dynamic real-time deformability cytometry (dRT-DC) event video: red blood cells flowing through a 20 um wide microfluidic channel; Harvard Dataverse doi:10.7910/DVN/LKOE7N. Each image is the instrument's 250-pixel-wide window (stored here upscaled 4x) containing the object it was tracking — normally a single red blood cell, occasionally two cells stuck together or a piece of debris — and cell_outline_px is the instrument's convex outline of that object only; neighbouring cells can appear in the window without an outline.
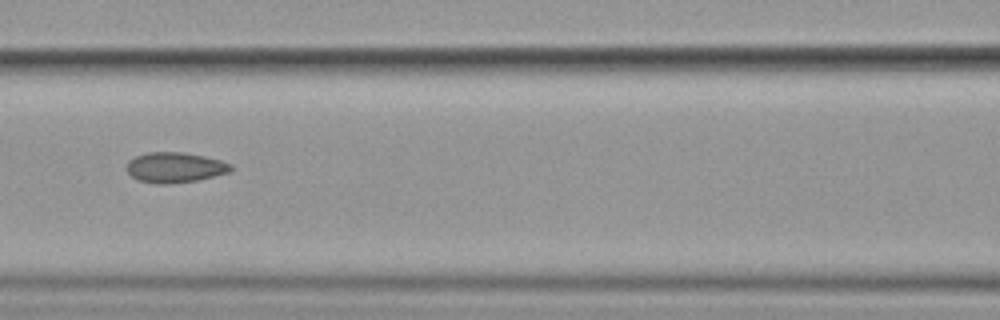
{"species": "common noctule bat (a hibernating species)", "species_latin": "Nyctalus noctula", "temperature_condition": "cold", "stored_images_in_passage": 8, "camera_frame_rate_fps": 3000, "um_per_image_px": 0.085, "animal": {"sex": "female", "body_mass_g": 19.9}, "frame": {"image": 1, "passage_image": 8, "time_ms": 8.333, "image_size_px": [1000, 320], "cell_outline_px": [[232, 168], [228, 172], [196, 180], [168, 184], [160, 184], [140, 180], [132, 176], [128, 172], [128, 160], [136, 156], [148, 152], [180, 152], [204, 156], [220, 160], [232, 164]], "centroid_in_image_um": [14.86, 14.22], "position_along_channel_um": 151.7, "area_um2": 18.03}}